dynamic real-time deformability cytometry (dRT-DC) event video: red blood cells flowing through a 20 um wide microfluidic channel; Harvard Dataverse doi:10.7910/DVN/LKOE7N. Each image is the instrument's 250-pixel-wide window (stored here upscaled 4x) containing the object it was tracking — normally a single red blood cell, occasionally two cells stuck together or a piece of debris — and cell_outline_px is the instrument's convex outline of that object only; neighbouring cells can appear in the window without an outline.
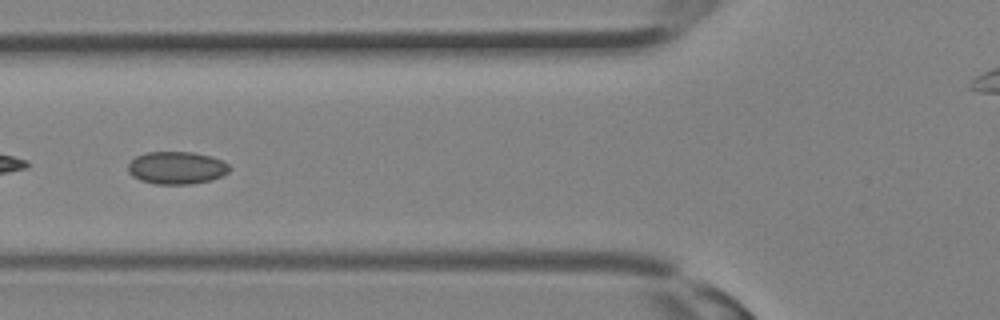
{"species": "Egyptian fruit bat (a non-hibernating species)", "species_latin": "Rousettus aegyptiacus", "temperature_condition": "room temperature", "stored_images_in_passage": 29, "camera_frame_rate_fps": 3000, "um_per_image_px": 0.085, "animal": {"sex": "female"}, "frame": {"image": 1, "passage_image": 9, "time_ms": 2.667, "image_size_px": [1000, 320], "cell_outline_px": [[232, 168], [228, 172], [212, 180], [192, 184], [156, 184], [140, 180], [132, 176], [128, 172], [128, 164], [136, 156], [144, 152], [192, 152], [212, 156], [228, 164]], "centroid_in_image_um": [15.01, 14.26], "position_along_channel_um": 110.8, "area_um2": 19.36}}
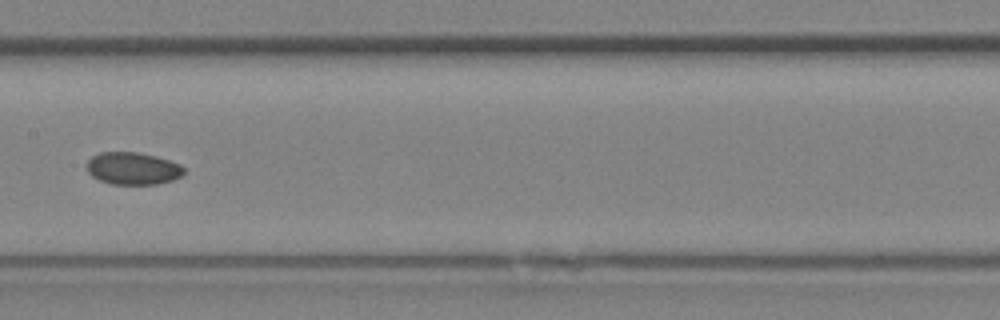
{"frame": {"image": 2, "passage_image": 13, "time_ms": 4.0, "image_size_px": [1000, 320], "cell_outline_px": [[184, 172], [180, 176], [172, 180], [156, 184], [112, 184], [100, 180], [92, 176], [84, 168], [88, 160], [92, 156], [100, 152], [136, 152], [156, 156], [180, 164], [184, 168]], "centroid_in_image_um": [11.25, 14.31], "position_along_channel_um": 196.2, "area_um2": 18.32}}